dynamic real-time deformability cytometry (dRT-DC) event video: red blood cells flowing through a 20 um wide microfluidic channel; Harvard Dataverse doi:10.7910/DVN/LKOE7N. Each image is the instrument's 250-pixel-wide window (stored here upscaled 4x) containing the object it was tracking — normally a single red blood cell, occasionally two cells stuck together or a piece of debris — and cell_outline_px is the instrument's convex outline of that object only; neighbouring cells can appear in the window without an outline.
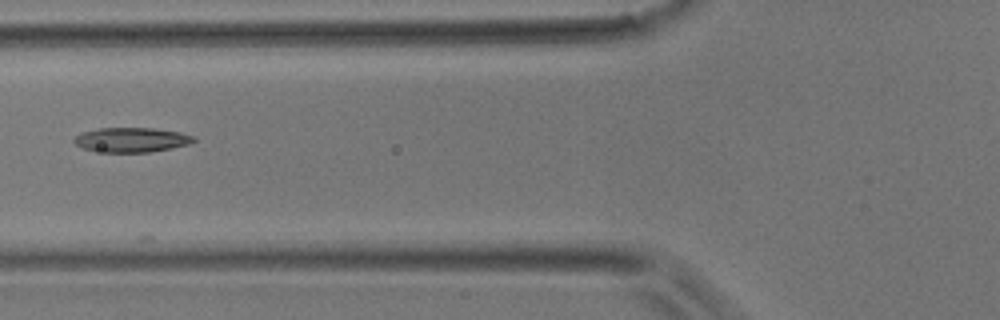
{"species": "common noctule bat (a hibernating species)", "species_latin": "Nyctalus noctula", "temperature_condition": "room temperature", "stored_images_in_passage": 5, "camera_frame_rate_fps": 3000, "um_per_image_px": 0.085, "animal": {"sex": "male", "body_mass_g": 17.9}, "frame": {"image": 1, "passage_image": 5, "time_ms": 1.333, "image_size_px": [1000, 320], "cell_outline_px": [[196, 140], [188, 144], [148, 152], [104, 152], [84, 148], [76, 144], [72, 140], [76, 136], [84, 132], [100, 128], [152, 128], [180, 132], [196, 136]], "centroid_in_image_um": [11.2, 11.88], "position_along_channel_um": 114.6, "area_um2": 16.88}}